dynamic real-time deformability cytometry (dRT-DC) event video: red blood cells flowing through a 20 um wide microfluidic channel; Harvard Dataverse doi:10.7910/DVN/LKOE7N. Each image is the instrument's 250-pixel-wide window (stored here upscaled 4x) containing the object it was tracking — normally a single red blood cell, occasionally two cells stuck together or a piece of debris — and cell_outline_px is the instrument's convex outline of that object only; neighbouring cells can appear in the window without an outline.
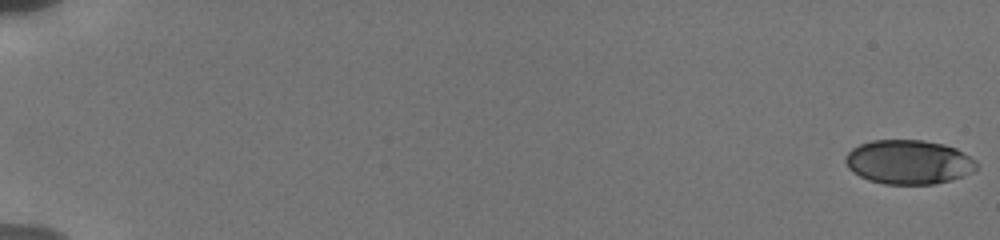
{"species": "human", "species_latin": "Homo sapiens", "temperature_condition": "cold", "stored_images_in_passage": 121, "camera_frame_rate_fps": 3000, "um_per_image_px": 0.085, "donor": {"sex": "male"}, "frame": {"image": 1, "passage_image": 1, "time_ms": 0.0, "image_size_px": [1000, 240], "cell_outline_px": [[976, 168], [972, 172], [964, 176], [932, 184], [884, 184], [868, 180], [852, 172], [848, 168], [844, 160], [844, 156], [852, 148], [860, 144], [872, 140], [924, 140], [944, 144], [956, 148], [964, 152], [976, 160]], "centroid_in_image_um": [77.21, 13.77], "position_along_channel_um": 7.8, "area_um2": 33.93}}
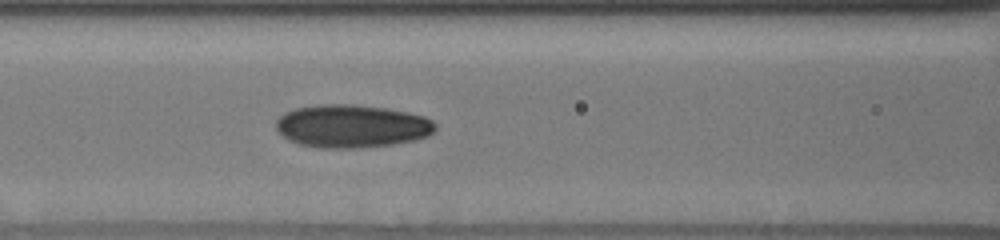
{"frame": {"image": 2, "passage_image": 66, "time_ms": 8.667, "image_size_px": [1000, 240], "cell_outline_px": [[436, 128], [428, 136], [416, 140], [392, 144], [356, 148], [320, 148], [300, 144], [288, 140], [276, 128], [276, 120], [284, 112], [296, 108], [316, 104], [356, 104], [384, 108], [408, 112], [424, 116], [432, 120], [436, 124]], "centroid_in_image_um": [29.9, 10.71], "position_along_channel_um": 136.7, "area_um2": 40.06}}
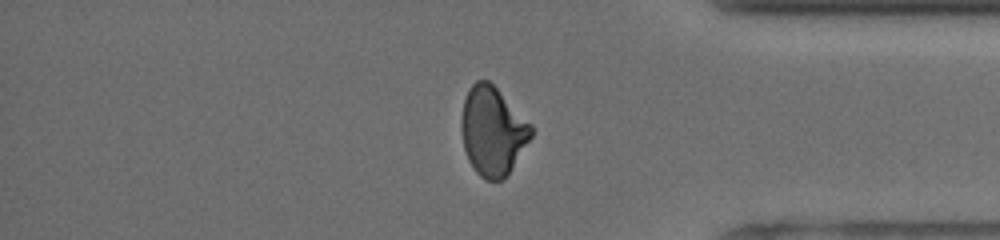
{"frame": {"image": 3, "passage_image": 120, "time_ms": 15.667, "image_size_px": [1000, 240], "cell_outline_px": [[532, 136], [508, 176], [504, 180], [484, 180], [476, 172], [468, 160], [464, 148], [460, 132], [460, 120], [464, 100], [468, 88], [476, 80], [488, 80], [532, 124]], "centroid_in_image_um": [41.86, 11.16], "position_along_channel_um": 393.3, "area_um2": 36.36}, "authors_computed_cell_mechanics": {"area_um2": 36.8186, "velocity_mm_per_s": 3.8439, "shape_relaxation_time_tau1_ms": 5.6374, "shape_relaxation_time_tau2_ms": 2.5559, "deformation_change_tau1": 0.1483, "deformation_change_tau2": 0.0828}}